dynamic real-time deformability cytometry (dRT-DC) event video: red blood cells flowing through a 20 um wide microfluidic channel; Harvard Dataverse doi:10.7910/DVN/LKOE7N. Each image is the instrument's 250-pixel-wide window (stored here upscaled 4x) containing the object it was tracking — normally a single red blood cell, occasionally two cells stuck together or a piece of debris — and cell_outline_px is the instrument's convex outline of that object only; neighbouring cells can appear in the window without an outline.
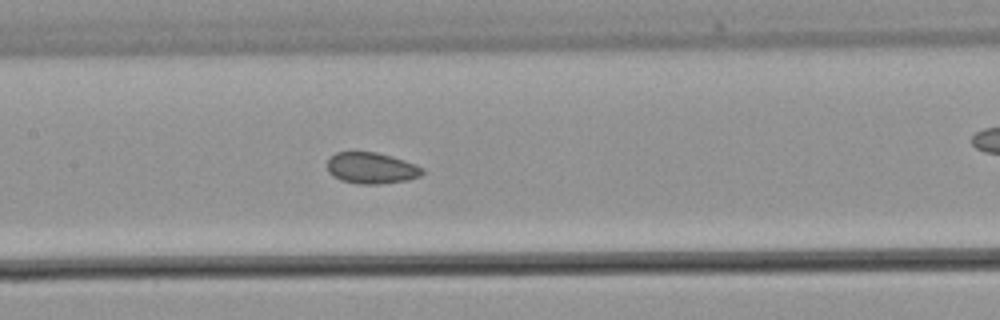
{"species": "common noctule bat (a hibernating species)", "species_latin": "Nyctalus noctula", "temperature_condition": "warm", "stored_images_in_passage": 36, "camera_frame_rate_fps": 3000, "um_per_image_px": 0.085, "animal": {"sex": "male", "body_mass_g": 21.5, "forearm_length_mm": 52.0}, "frame": {"image": 1, "passage_image": 16, "time_ms": 5.0, "image_size_px": [1000, 320], "cell_outline_px": [[424, 172], [420, 176], [408, 180], [380, 184], [360, 184], [340, 180], [332, 176], [328, 172], [328, 160], [336, 152], [376, 152], [392, 156], [416, 164], [424, 168]], "centroid_in_image_um": [31.59, 14.29], "position_along_channel_um": 175.8, "area_um2": 17.4}}
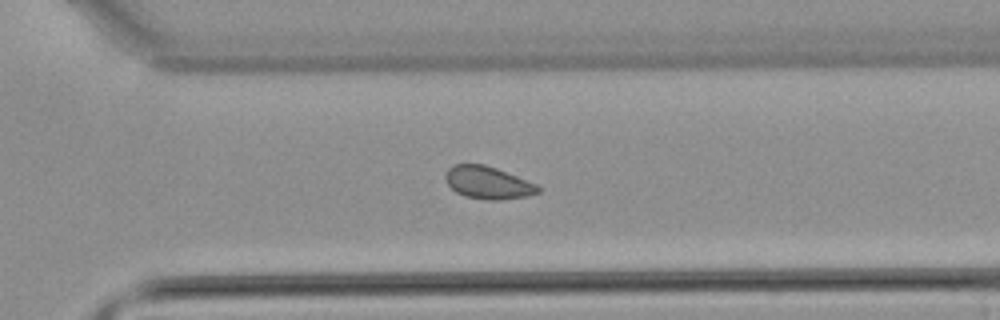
{"frame": {"image": 2, "passage_image": 26, "time_ms": 8.333, "image_size_px": [1000, 320], "cell_outline_px": [[540, 192], [528, 196], [500, 200], [484, 200], [464, 196], [456, 192], [448, 184], [444, 176], [448, 168], [452, 164], [484, 164], [496, 168], [536, 184], [540, 188]], "centroid_in_image_um": [41.45, 15.53], "position_along_channel_um": 329.1, "area_um2": 17.57}}